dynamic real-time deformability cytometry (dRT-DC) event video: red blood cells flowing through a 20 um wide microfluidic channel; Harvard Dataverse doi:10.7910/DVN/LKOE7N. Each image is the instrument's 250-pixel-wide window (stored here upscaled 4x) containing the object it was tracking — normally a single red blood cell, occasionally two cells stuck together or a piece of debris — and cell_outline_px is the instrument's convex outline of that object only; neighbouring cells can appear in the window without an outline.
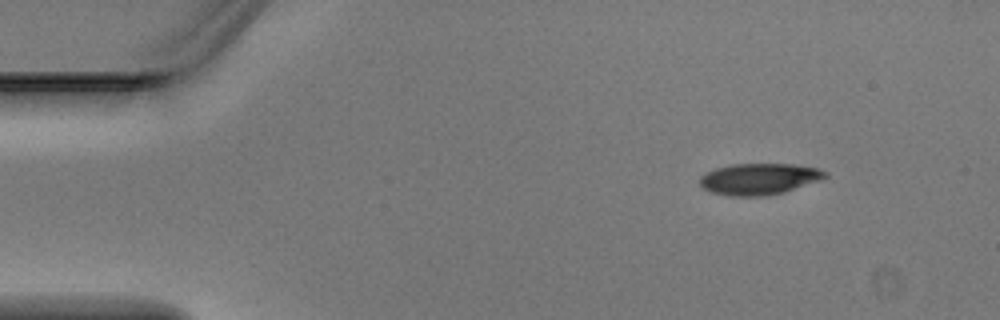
{"species": "Egyptian fruit bat (a non-hibernating species)", "species_latin": "Rousettus aegyptiacus", "temperature_condition": "warm", "stored_images_in_passage": 4, "camera_frame_rate_fps": 3000, "um_per_image_px": 0.085, "animal": {"sex": "male"}, "frame": {"image": 1, "passage_image": 2, "time_ms": 0.333, "image_size_px": [1000, 320], "cell_outline_px": [[828, 176], [820, 180], [784, 192], [760, 196], [732, 196], [712, 192], [704, 188], [700, 184], [700, 176], [716, 168], [732, 164], [792, 164], [820, 168], [828, 172]], "centroid_in_image_um": [64.56, 15.2], "position_along_channel_um": 20.4, "area_um2": 22.77}}